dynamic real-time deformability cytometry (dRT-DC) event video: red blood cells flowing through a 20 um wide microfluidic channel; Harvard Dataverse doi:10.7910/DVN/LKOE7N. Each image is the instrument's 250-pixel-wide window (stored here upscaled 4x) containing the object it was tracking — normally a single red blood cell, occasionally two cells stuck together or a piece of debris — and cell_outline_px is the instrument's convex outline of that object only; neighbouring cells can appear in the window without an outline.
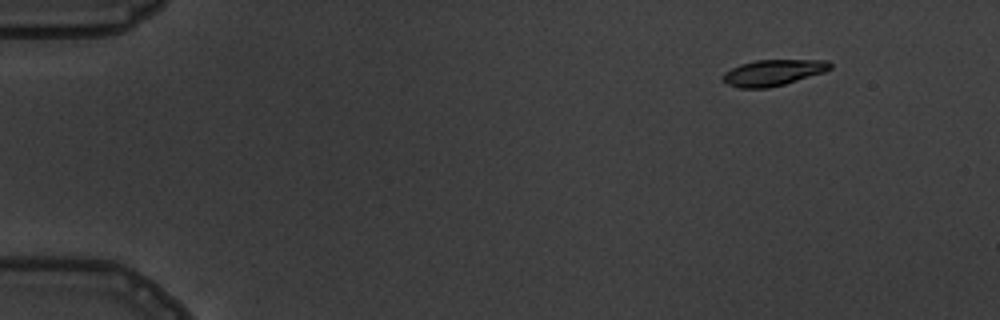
{"species": "common noctule bat (a hibernating species)", "species_latin": "Nyctalus noctula", "temperature_condition": "warm", "stored_images_in_passage": 6, "camera_frame_rate_fps": 3000, "um_per_image_px": 0.085, "animal": {"sex": "male", "body_mass_g": 19.5, "forearm_length_mm": 54.6}, "frame": {"image": 1, "passage_image": 2, "time_ms": 1.333, "image_size_px": [1000, 320], "cell_outline_px": [[832, 68], [824, 72], [784, 84], [768, 88], [740, 88], [728, 84], [720, 80], [720, 76], [724, 72], [740, 64], [756, 60], [828, 60], [832, 64]], "centroid_in_image_um": [65.68, 6.17], "position_along_channel_um": 19.3, "area_um2": 16.36}}
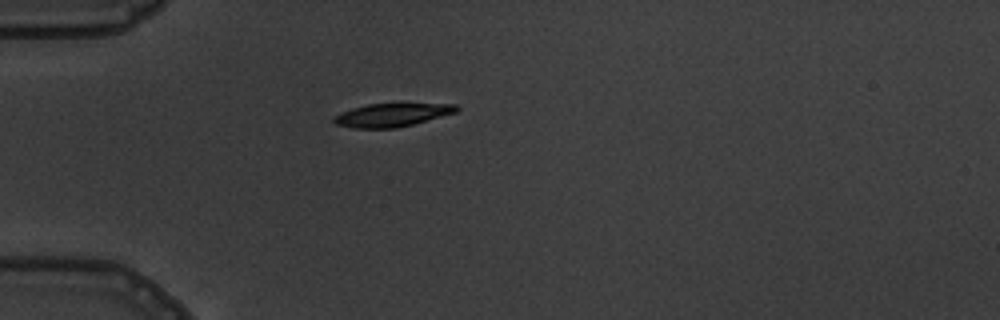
{"frame": {"image": 2, "passage_image": 5, "time_ms": 4.667, "image_size_px": [1000, 320], "cell_outline_px": [[460, 108], [456, 112], [412, 124], [396, 128], [352, 128], [336, 124], [332, 120], [332, 116], [340, 112], [352, 108], [368, 104], [404, 100], [456, 104]], "centroid_in_image_um": [33.36, 9.7], "position_along_channel_um": 51.6, "area_um2": 17.74}}